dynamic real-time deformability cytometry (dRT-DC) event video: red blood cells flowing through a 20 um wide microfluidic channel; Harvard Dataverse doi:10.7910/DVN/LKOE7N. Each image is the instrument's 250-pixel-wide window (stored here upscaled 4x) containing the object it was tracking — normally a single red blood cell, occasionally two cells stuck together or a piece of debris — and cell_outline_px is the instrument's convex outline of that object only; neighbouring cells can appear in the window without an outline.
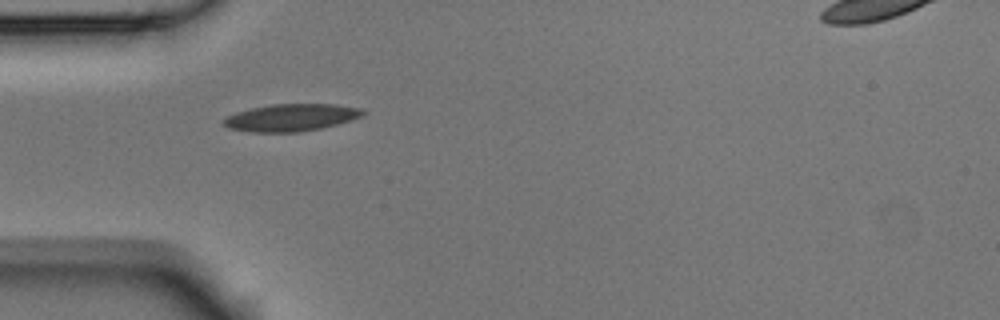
{"species": "Egyptian fruit bat (a non-hibernating species)", "species_latin": "Rousettus aegyptiacus", "temperature_condition": "room temperature", "stored_images_in_passage": 1, "camera_frame_rate_fps": 3000, "um_per_image_px": 0.085, "animal": {"sex": "male"}, "frame": {"image": 1, "passage_image": 1, "time_ms": 0.0, "image_size_px": [1000, 320], "cell_outline_px": [[368, 112], [364, 116], [352, 120], [320, 128], [300, 132], [252, 132], [228, 128], [220, 120], [236, 112], [252, 108], [272, 104], [336, 104], [364, 108]], "centroid_in_image_um": [24.8, 9.98], "position_along_channel_um": 60.2, "area_um2": 22.31}}